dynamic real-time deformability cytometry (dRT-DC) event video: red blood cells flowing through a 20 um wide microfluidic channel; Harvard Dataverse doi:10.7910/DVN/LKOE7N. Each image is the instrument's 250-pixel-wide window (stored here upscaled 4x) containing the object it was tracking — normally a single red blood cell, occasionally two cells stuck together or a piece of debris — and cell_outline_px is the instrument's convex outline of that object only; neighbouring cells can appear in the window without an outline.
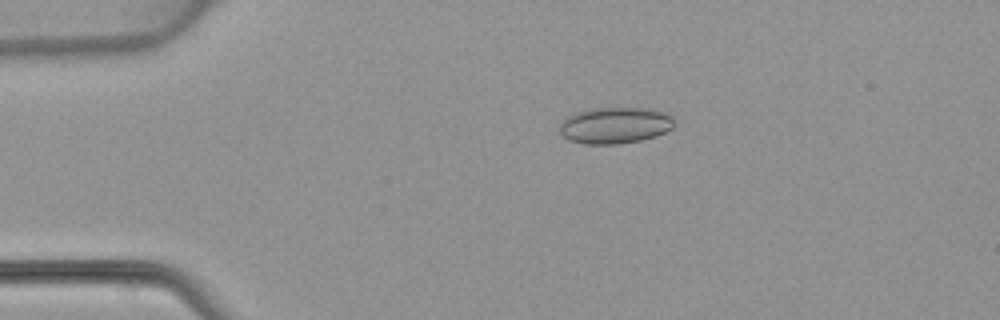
{"species": "common noctule bat (a hibernating species)", "species_latin": "Nyctalus noctula", "temperature_condition": "warm", "stored_images_in_passage": 4, "camera_frame_rate_fps": 3000, "um_per_image_px": 0.085, "animal": {"sex": "female", "body_mass_g": 22.7, "forearm_length_mm": 54.2}, "frame": {"image": 1, "passage_image": 3, "time_ms": 2.333, "image_size_px": [1000, 320], "cell_outline_px": [[676, 124], [672, 128], [656, 136], [640, 140], [616, 144], [584, 144], [568, 140], [560, 132], [560, 124], [564, 116], [576, 112], [592, 108], [652, 108], [664, 112], [672, 116]], "centroid_in_image_um": [52.27, 10.64], "position_along_channel_um": 32.7, "area_um2": 24.57}}